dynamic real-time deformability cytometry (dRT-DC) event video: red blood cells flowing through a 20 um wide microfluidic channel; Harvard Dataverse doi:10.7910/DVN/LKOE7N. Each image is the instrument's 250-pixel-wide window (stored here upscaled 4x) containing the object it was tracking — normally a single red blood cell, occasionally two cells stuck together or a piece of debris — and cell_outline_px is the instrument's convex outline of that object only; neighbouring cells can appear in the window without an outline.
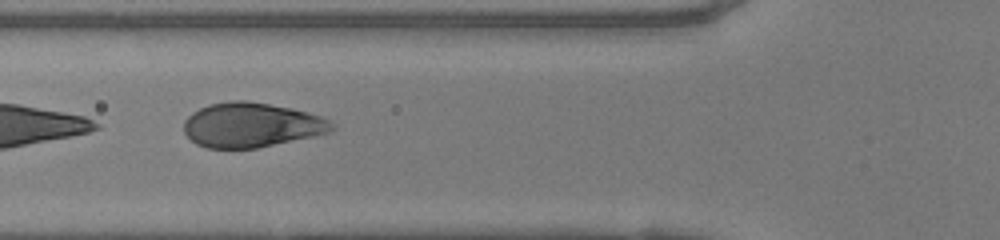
{"species": "human", "species_latin": "Homo sapiens", "temperature_condition": "warm", "stored_images_in_passage": 19, "camera_frame_rate_fps": 3000, "um_per_image_px": 0.085, "donor": {"sex": "female"}, "frame": {"image": 1, "passage_image": 16, "time_ms": 5.0, "image_size_px": [1000, 240], "cell_outline_px": [[336, 124], [328, 132], [312, 136], [256, 148], [208, 148], [196, 144], [184, 132], [184, 120], [192, 112], [208, 104], [232, 100], [244, 100], [292, 108], [320, 116]], "centroid_in_image_um": [21.33, 10.61], "position_along_channel_um": 104.5, "area_um2": 38.15}}